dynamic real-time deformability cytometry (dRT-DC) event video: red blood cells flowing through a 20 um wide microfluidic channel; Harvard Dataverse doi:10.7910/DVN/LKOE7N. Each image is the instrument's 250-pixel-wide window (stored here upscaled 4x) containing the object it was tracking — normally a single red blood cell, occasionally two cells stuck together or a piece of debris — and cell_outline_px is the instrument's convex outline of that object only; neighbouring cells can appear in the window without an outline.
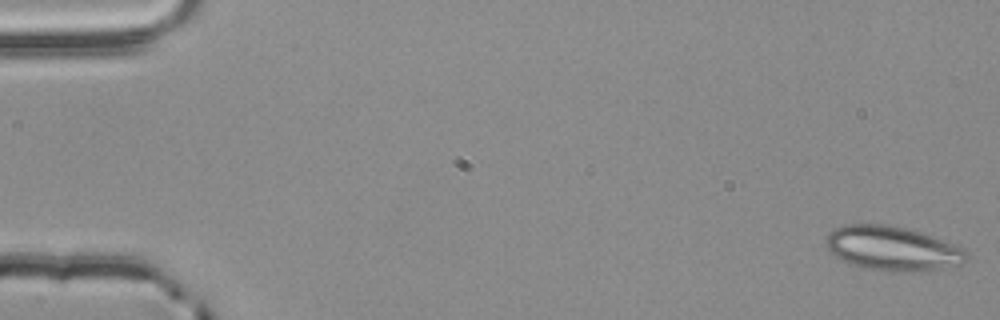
{"species": "common noctule bat (a hibernating species)", "species_latin": "Nyctalus noctula", "temperature_condition": "room temperature", "stored_images_in_passage": 54, "camera_frame_rate_fps": 3000, "um_per_image_px": 0.085, "animal": {"sex": "male", "body_mass_g": 20.4}, "frame": {"image": 1, "passage_image": 1, "time_ms": 0.0, "image_size_px": [1000, 320], "cell_outline_px": [[968, 260], [964, 264], [936, 272], [888, 272], [868, 268], [844, 260], [836, 256], [828, 248], [824, 236], [836, 228], [848, 224], [888, 224], [920, 232], [932, 236], [964, 248], [968, 252]], "centroid_in_image_um": [75.97, 21.15], "position_along_channel_um": 9.0, "area_um2": 36.76}}
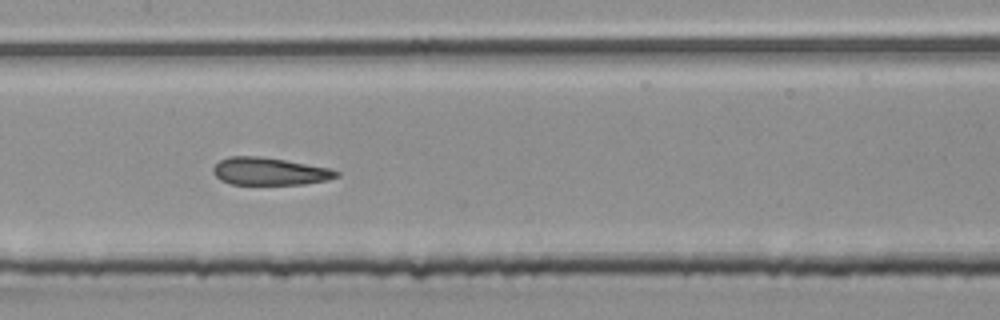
{"frame": {"image": 2, "passage_image": 27, "time_ms": 8.667, "image_size_px": [1000, 320], "cell_outline_px": [[340, 176], [328, 180], [304, 184], [232, 184], [220, 180], [212, 172], [212, 168], [220, 160], [228, 156], [260, 156], [284, 160], [328, 168], [340, 172]], "centroid_in_image_um": [22.9, 14.56], "position_along_channel_um": 184.5, "area_um2": 19.71}}
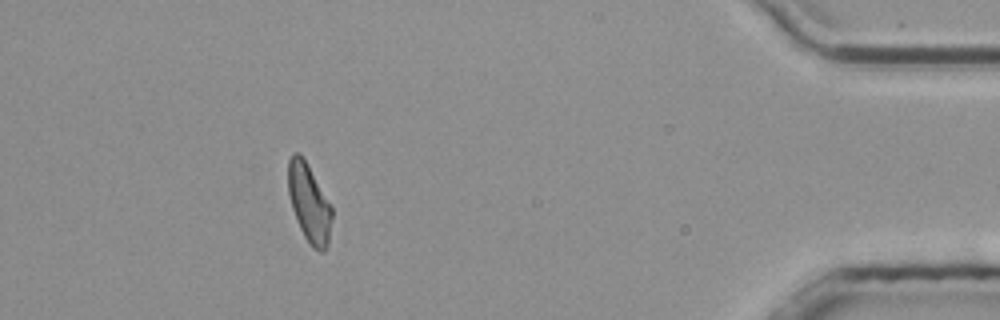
{"frame": {"image": 3, "passage_image": 49, "time_ms": 16.0, "image_size_px": [1000, 320], "cell_outline_px": [[332, 220], [328, 244], [324, 252], [320, 252], [312, 248], [304, 236], [300, 228], [292, 208], [288, 192], [288, 160], [292, 152], [300, 152], [332, 208]], "centroid_in_image_um": [26.26, 17.28], "position_along_channel_um": 408.9, "area_um2": 19.77}, "authors_computed_cell_mechanics": {"area_um2": 20.7213, "velocity_mm_per_s": 3.8503, "shape_relaxation_time_tau1_ms": 8.5278, "shape_relaxation_time_tau2_ms": 1.498, "deformation_change_tau1": 0.1302, "deformation_change_tau2": 0.0917}}